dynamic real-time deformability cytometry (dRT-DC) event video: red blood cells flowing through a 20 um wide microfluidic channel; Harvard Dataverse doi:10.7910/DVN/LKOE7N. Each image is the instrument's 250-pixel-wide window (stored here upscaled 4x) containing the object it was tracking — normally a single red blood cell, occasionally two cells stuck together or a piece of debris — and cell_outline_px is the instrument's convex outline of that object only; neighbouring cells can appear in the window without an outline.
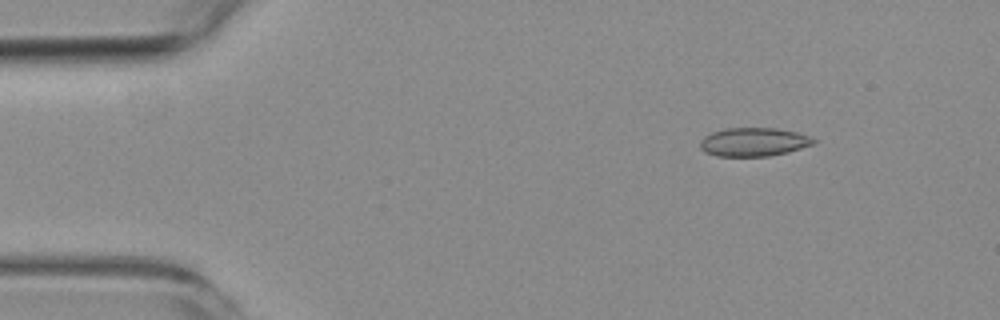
{"species": "common noctule bat (a hibernating species)", "species_latin": "Nyctalus noctula", "temperature_condition": "room temperature", "stored_images_in_passage": 6, "camera_frame_rate_fps": 3000, "um_per_image_px": 0.085, "animal": {"sex": "female", "body_mass_g": 19.3, "forearm_length_mm": 54.1}, "frame": {"image": 1, "passage_image": 2, "time_ms": 1.333, "image_size_px": [1000, 320], "cell_outline_px": [[816, 140], [812, 144], [788, 152], [768, 156], [716, 156], [704, 152], [700, 148], [700, 140], [704, 136], [712, 132], [724, 128], [776, 128], [796, 132], [812, 136]], "centroid_in_image_um": [64.03, 12.06], "position_along_channel_um": 21.0, "area_um2": 18.96}}
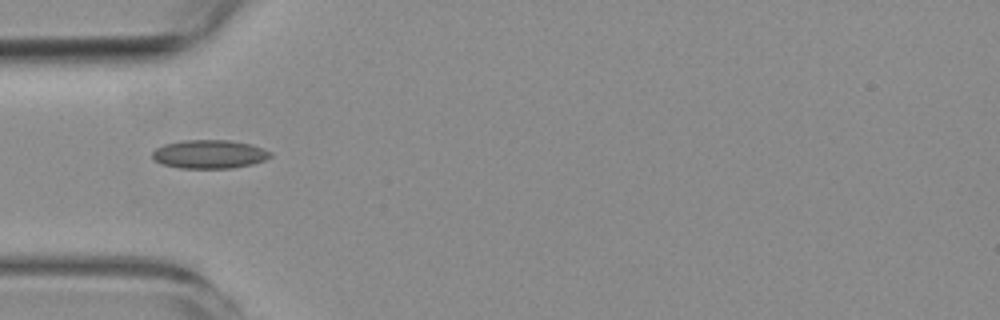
{"frame": {"image": 2, "passage_image": 5, "time_ms": 4.667, "image_size_px": [1000, 320], "cell_outline_px": [[272, 156], [264, 160], [252, 164], [232, 168], [180, 168], [160, 164], [152, 156], [152, 152], [156, 148], [164, 144], [184, 140], [228, 140], [252, 144], [264, 148], [272, 152]], "centroid_in_image_um": [17.81, 13.1], "position_along_channel_um": 67.2, "area_um2": 19.77}}
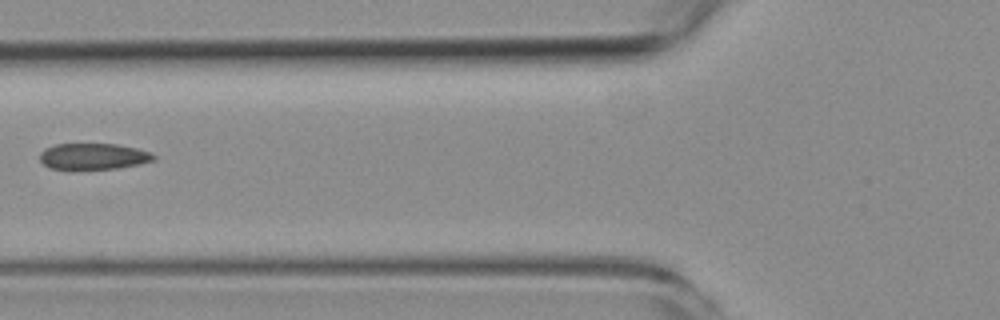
{"frame": {"image": 3, "passage_image": 6, "time_ms": 6.0, "image_size_px": [1000, 320], "cell_outline_px": [[156, 160], [140, 164], [116, 168], [68, 172], [48, 168], [40, 160], [40, 152], [44, 148], [56, 144], [116, 144], [136, 148], [148, 152], [156, 156]], "centroid_in_image_um": [7.86, 13.34], "position_along_channel_um": 117.9, "area_um2": 18.09}}